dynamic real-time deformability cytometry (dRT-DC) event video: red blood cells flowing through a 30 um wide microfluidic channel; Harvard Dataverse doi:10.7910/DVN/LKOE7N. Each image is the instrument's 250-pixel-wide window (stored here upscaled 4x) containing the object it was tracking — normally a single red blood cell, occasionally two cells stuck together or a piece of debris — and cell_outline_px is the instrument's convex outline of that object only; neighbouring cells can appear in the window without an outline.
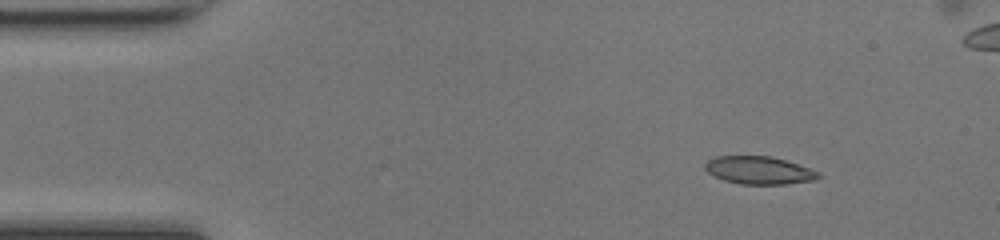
{"species": "common noctule bat (a hibernating species)", "species_latin": "Nyctalus noctula", "temperature_condition": "room temperature", "stored_images_in_passage": 44, "segment_of_instrument_passage": [1, 2], "camera_frame_rate_fps": 3000, "um_per_image_px": 0.085, "animal": {"sex": "female", "body_mass_g": 17.0, "forearm_length_mm": 48.0}, "frame": {"image": 1, "passage_image": 1, "time_ms": 0.0, "image_size_px": [1000, 240], "cell_outline_px": [[820, 176], [816, 180], [784, 184], [740, 184], [724, 180], [708, 172], [704, 168], [704, 164], [708, 160], [716, 156], [772, 156], [820, 172]], "centroid_in_image_um": [64.51, 14.47], "position_along_channel_um": 20.5, "area_um2": 18.21}}
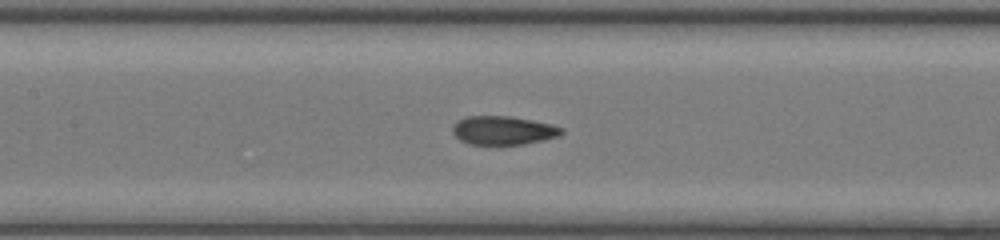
{"frame": {"image": 2, "passage_image": 17, "time_ms": 5.333, "image_size_px": [1000, 240], "cell_outline_px": [[564, 132], [560, 136], [544, 140], [524, 144], [468, 144], [460, 140], [452, 132], [452, 128], [456, 120], [464, 116], [508, 116], [532, 120], [552, 124], [564, 128]], "centroid_in_image_um": [42.78, 11.08], "position_along_channel_um": 164.6, "area_um2": 18.38}}
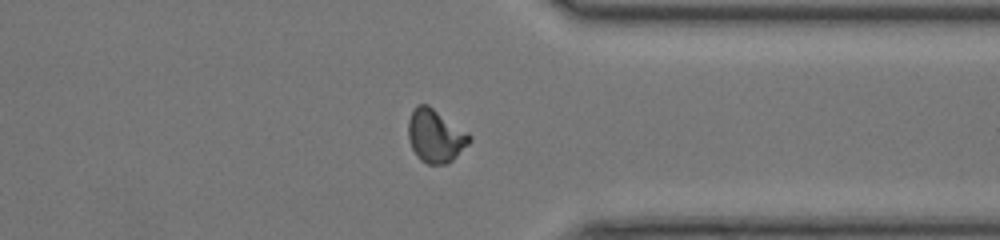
{"frame": {"image": 3, "passage_image": 32, "time_ms": 10.333, "image_size_px": [1000, 240], "cell_outline_px": [[472, 140], [448, 164], [428, 164], [420, 160], [416, 156], [408, 140], [408, 120], [412, 108], [416, 104], [428, 104], [468, 132], [472, 136]], "centroid_in_image_um": [36.99, 11.53], "position_along_channel_um": 374.4, "area_um2": 19.19}}